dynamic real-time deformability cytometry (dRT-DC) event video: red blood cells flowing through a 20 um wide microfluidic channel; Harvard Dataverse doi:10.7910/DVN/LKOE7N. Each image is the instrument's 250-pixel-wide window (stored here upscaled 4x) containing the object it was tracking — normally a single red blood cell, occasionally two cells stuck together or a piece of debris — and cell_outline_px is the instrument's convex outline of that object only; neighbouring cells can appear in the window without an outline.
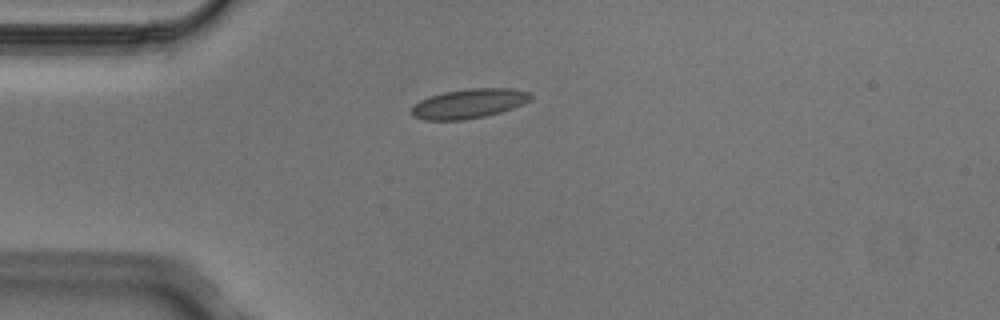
{"species": "Egyptian fruit bat (a non-hibernating species)", "species_latin": "Rousettus aegyptiacus", "temperature_condition": "cold", "stored_images_in_passage": 4, "camera_frame_rate_fps": 3000, "um_per_image_px": 0.085, "animal": {"sex": "male"}, "frame": {"image": 1, "passage_image": 1, "time_ms": 0.0, "image_size_px": [1000, 320], "cell_outline_px": [[532, 96], [528, 100], [512, 108], [500, 112], [484, 116], [464, 120], [424, 120], [412, 116], [412, 108], [420, 100], [444, 92], [472, 88], [512, 88], [532, 92]], "centroid_in_image_um": [39.87, 8.8], "position_along_channel_um": 45.1, "area_um2": 20.23}}
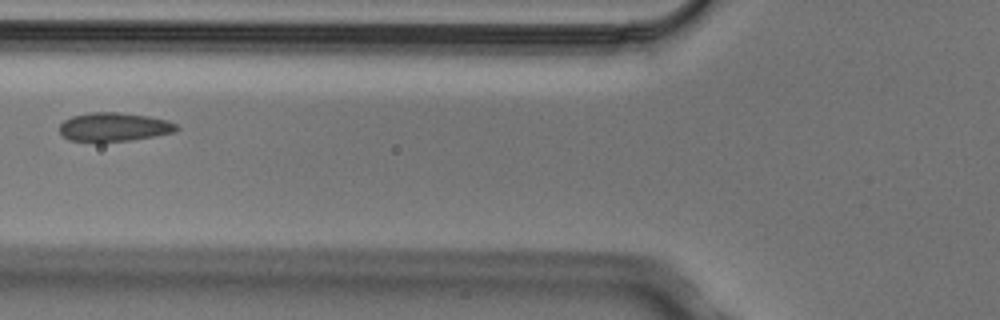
{"frame": {"image": 2, "passage_image": 3, "time_ms": 0.667, "image_size_px": [1000, 320], "cell_outline_px": [[180, 128], [176, 132], [128, 140], [68, 140], [60, 132], [60, 124], [64, 120], [72, 116], [88, 112], [116, 112], [148, 116], [168, 120], [176, 124]], "centroid_in_image_um": [9.71, 10.76], "position_along_channel_um": 116.1, "area_um2": 19.19}}
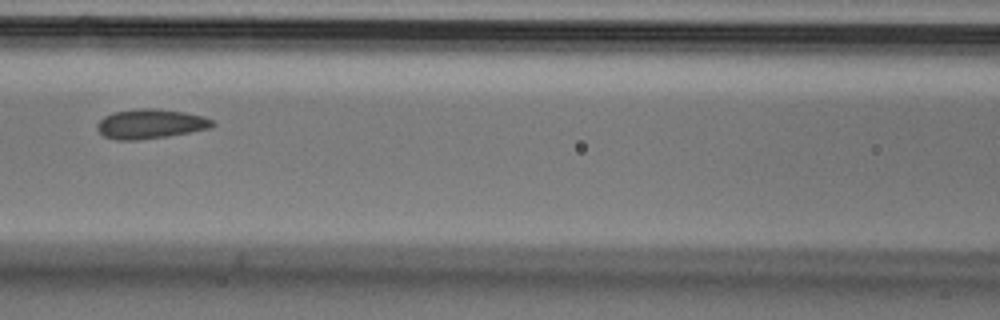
{"frame": {"image": 3, "passage_image": 4, "time_ms": 1.0, "image_size_px": [1000, 320], "cell_outline_px": [[216, 124], [208, 128], [168, 136], [136, 140], [116, 140], [104, 136], [96, 128], [96, 124], [104, 116], [116, 112], [140, 108], [152, 108], [184, 112], [204, 116], [212, 120]], "centroid_in_image_um": [12.77, 10.53], "position_along_channel_um": 153.8, "area_um2": 19.65}}